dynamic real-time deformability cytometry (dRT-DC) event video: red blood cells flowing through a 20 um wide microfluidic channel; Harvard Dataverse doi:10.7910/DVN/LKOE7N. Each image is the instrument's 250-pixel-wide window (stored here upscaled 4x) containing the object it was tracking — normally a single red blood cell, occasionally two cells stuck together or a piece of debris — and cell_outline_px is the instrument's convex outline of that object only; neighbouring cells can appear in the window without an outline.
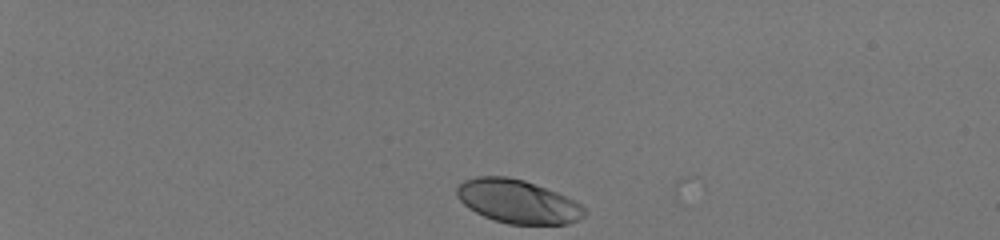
{"species": "human", "species_latin": "Homo sapiens", "temperature_condition": "room temperature", "stored_images_in_passage": 37, "camera_frame_rate_fps": 3000, "um_per_image_px": 0.085, "donor": {"sex": "male"}, "frame": {"image": 1, "passage_image": 1, "time_ms": 0.0, "image_size_px": [1000, 240], "cell_outline_px": [[588, 212], [580, 220], [568, 224], [508, 224], [492, 220], [468, 208], [456, 196], [456, 188], [464, 180], [476, 176], [508, 176], [524, 180], [556, 192], [576, 200]], "centroid_in_image_um": [44.01, 17.13], "position_along_channel_um": 41.0, "area_um2": 32.6}}
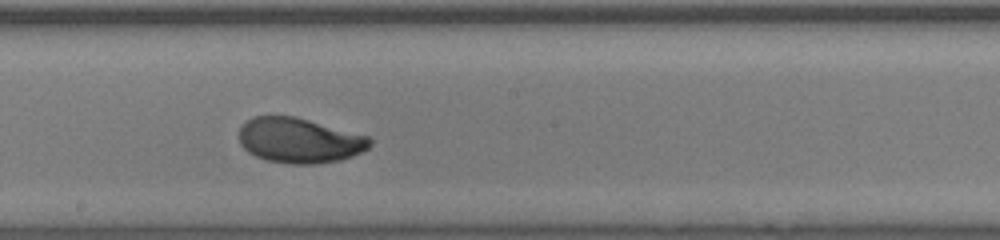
{"frame": {"image": 2, "passage_image": 22, "time_ms": 7.0, "image_size_px": [1000, 240], "cell_outline_px": [[372, 144], [368, 148], [352, 156], [340, 160], [316, 164], [288, 164], [268, 160], [256, 156], [248, 152], [240, 144], [240, 128], [252, 116], [296, 116], [368, 136], [372, 140]], "centroid_in_image_um": [25.45, 11.94], "position_along_channel_um": 222.7, "area_um2": 34.33}}
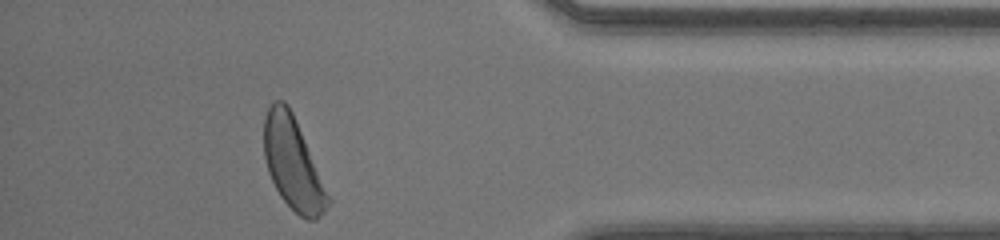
{"frame": {"image": 3, "passage_image": 37, "time_ms": 12.0, "image_size_px": [1000, 240], "cell_outline_px": [[332, 200], [324, 212], [316, 220], [308, 220], [300, 216], [280, 196], [268, 172], [264, 156], [264, 116], [272, 100], [284, 100], [288, 104], [292, 112]], "centroid_in_image_um": [24.89, 13.89], "position_along_channel_um": 410.3, "area_um2": 34.1}, "authors_computed_cell_mechanics": {"area_um2": 33.7552, "velocity_mm_per_s": 4.0941, "shape_relaxation_time_tau1_ms": 3.0315, "shape_relaxation_time_tau2_ms": null, "deformation_change_tau1": 0.1743, "deformation_change_tau2": null}}